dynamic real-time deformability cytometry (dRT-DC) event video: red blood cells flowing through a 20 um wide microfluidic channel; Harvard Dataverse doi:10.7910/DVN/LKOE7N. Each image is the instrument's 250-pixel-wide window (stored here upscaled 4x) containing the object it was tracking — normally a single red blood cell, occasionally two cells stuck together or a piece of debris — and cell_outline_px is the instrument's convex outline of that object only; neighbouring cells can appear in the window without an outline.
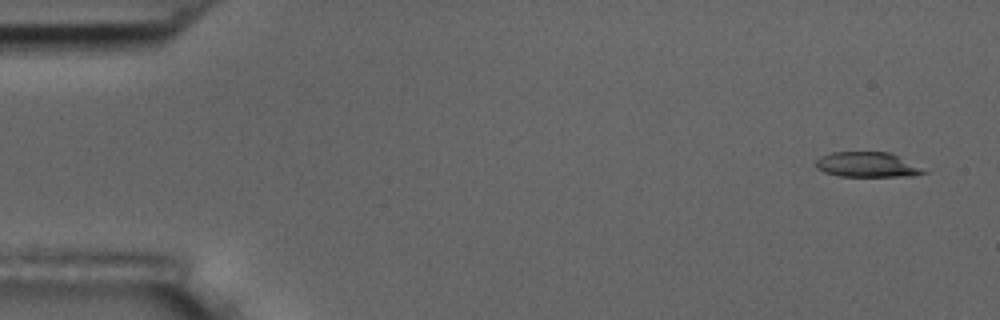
{"species": "common noctule bat (a hibernating species)", "species_latin": "Nyctalus noctula", "temperature_condition": "room temperature", "stored_images_in_passage": 5, "camera_frame_rate_fps": 3000, "um_per_image_px": 0.085, "animal": {"sex": "male", "body_mass_g": 17.5, "forearm_length_mm": 52.3}, "frame": {"image": 1, "passage_image": 1, "time_ms": 0.0, "image_size_px": [1000, 320], "cell_outline_px": [[932, 172], [912, 176], [840, 176], [824, 172], [816, 168], [816, 160], [820, 156], [832, 152], [888, 152]], "centroid_in_image_um": [73.72, 14.0], "position_along_channel_um": 11.3, "area_um2": 15.72}}